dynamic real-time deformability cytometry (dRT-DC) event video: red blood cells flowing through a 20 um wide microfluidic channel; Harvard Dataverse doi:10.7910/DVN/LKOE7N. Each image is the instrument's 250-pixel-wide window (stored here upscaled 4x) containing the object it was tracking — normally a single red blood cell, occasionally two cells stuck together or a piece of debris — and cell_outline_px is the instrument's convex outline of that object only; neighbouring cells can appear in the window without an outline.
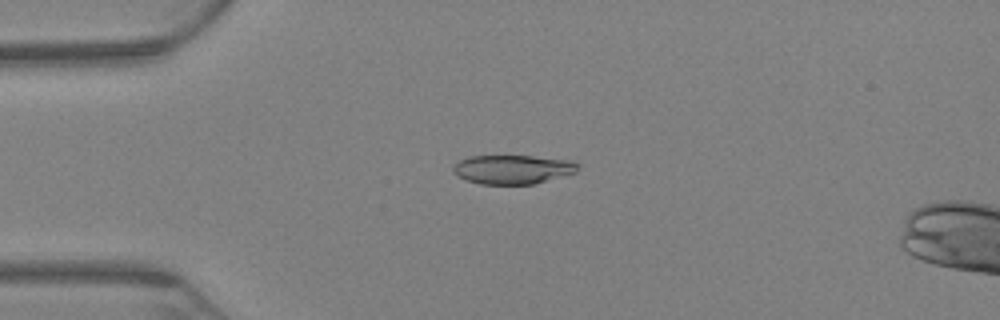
{"species": "Egyptian fruit bat (a non-hibernating species)", "species_latin": "Rousettus aegyptiacus", "temperature_condition": "warm", "stored_images_in_passage": 67, "camera_frame_rate_fps": 3000, "um_per_image_px": 0.085, "animal": {"sex": "female"}, "frame": {"image": 1, "passage_image": 17, "time_ms": 5.333, "image_size_px": [1000, 320], "cell_outline_px": [[580, 168], [576, 172], [536, 184], [480, 184], [464, 180], [456, 176], [452, 172], [452, 164], [468, 156], [532, 156], [564, 160], [580, 164]], "centroid_in_image_um": [43.51, 14.41], "position_along_channel_um": 41.5, "area_um2": 21.27}}
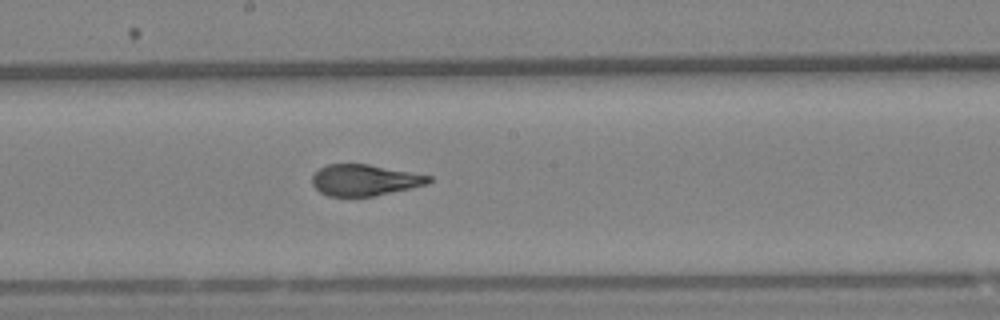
{"frame": {"image": 2, "passage_image": 37, "time_ms": 12.0, "image_size_px": [1000, 320], "cell_outline_px": [[432, 180], [428, 184], [372, 196], [328, 196], [320, 192], [312, 184], [312, 176], [320, 168], [328, 164], [368, 164], [432, 176]], "centroid_in_image_um": [30.98, 15.3], "position_along_channel_um": 217.2, "area_um2": 20.98}}
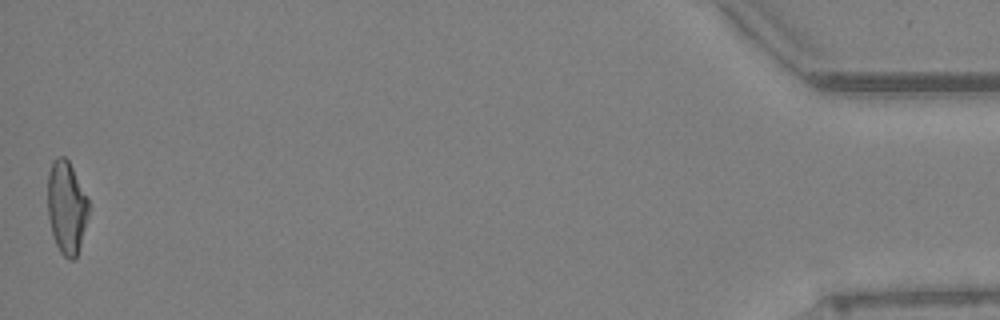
{"frame": {"image": 3, "passage_image": 67, "time_ms": 22.0, "image_size_px": [1000, 320], "cell_outline_px": [[88, 216], [80, 244], [76, 256], [72, 260], [68, 260], [60, 252], [52, 236], [48, 216], [48, 172], [52, 160], [60, 156], [64, 156], [68, 160], [88, 196]], "centroid_in_image_um": [5.65, 17.61], "position_along_channel_um": 429.6, "area_um2": 22.2}, "authors_computed_cell_mechanics": {"area_um2": 22.4264, "velocity_mm_per_s": 3.0585, "shape_relaxation_time_tau1_ms": 9.3536, "shape_relaxation_time_tau2_ms": 0.9161, "deformation_change_tau1": 0.2437, "deformation_change_tau2": 0.0606}}